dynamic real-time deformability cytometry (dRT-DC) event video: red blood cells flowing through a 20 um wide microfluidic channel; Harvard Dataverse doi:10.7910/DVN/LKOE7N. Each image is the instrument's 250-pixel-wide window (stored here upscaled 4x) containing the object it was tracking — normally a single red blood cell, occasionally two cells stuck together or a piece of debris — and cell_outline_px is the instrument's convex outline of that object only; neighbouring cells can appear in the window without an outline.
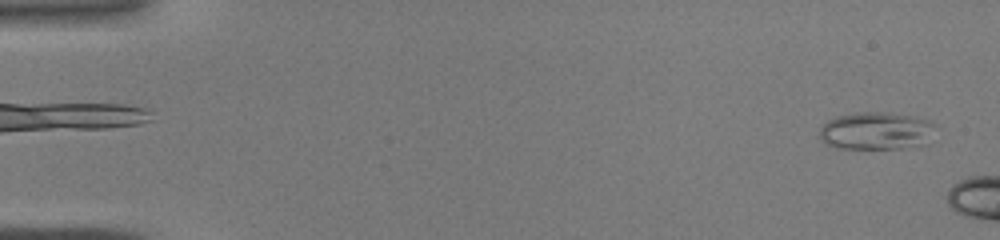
{"species": "common noctule bat (a hibernating species)", "species_latin": "Nyctalus noctula", "temperature_condition": "warm", "stored_images_in_passage": 6, "camera_frame_rate_fps": 3000, "um_per_image_px": 0.085, "animal": {"sex": "male", "body_mass_g": 19.0, "forearm_length_mm": 50.8}, "frame": {"image": 1, "passage_image": 1, "time_ms": 0.0, "image_size_px": [1000, 240], "cell_outline_px": [[940, 128], [924, 144], [900, 148], [836, 148], [824, 144], [820, 140], [820, 128], [828, 120], [836, 116], [860, 112], [888, 112], [916, 116], [932, 120]], "centroid_in_image_um": [74.54, 11.11], "position_along_channel_um": 10.5, "area_um2": 25.95}}